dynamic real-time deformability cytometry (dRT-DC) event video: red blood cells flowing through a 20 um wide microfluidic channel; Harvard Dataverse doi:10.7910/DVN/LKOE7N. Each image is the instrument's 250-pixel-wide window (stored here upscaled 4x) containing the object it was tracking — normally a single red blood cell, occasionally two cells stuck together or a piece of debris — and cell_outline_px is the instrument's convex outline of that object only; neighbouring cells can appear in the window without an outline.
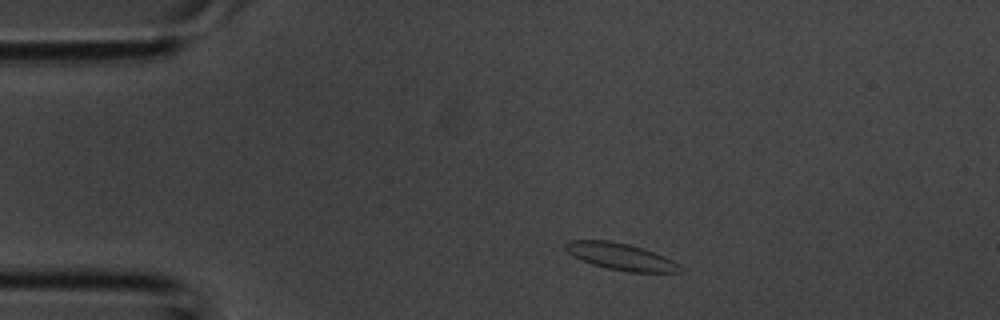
{"species": "common noctule bat (a hibernating species)", "species_latin": "Nyctalus noctula", "temperature_condition": "room temperature", "stored_images_in_passage": 3, "segment_of_instrument_passage": [1, 2], "camera_frame_rate_fps": 3000, "um_per_image_px": 0.085, "animal": {"sex": "male", "body_mass_g": 20.1, "forearm_length_mm": 53.5}, "frame": {"image": 1, "passage_image": 1, "time_ms": 0.0, "image_size_px": [1000, 320], "cell_outline_px": [[684, 272], [628, 272], [608, 268], [592, 264], [572, 256], [564, 248], [564, 244], [568, 240], [608, 240], [628, 244], [656, 252], [680, 264], [684, 268]], "centroid_in_image_um": [52.78, 21.81], "position_along_channel_um": 32.2, "area_um2": 18.03}}